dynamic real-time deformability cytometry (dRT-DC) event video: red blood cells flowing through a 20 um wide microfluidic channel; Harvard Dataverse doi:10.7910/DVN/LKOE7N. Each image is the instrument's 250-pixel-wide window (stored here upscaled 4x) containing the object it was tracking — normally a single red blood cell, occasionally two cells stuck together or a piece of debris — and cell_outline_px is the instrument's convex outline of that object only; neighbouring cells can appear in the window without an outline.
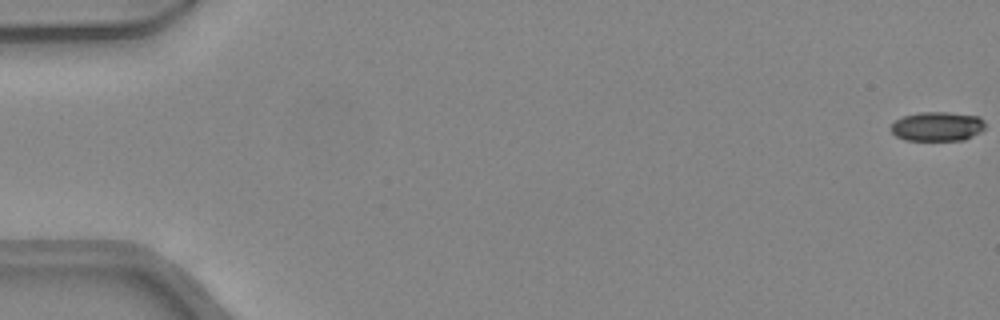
{"species": "common noctule bat (a hibernating species)", "species_latin": "Nyctalus noctula", "temperature_condition": "warm", "stored_images_in_passage": 49, "camera_frame_rate_fps": 3000, "um_per_image_px": 0.085, "animal": {"sex": "female", "body_mass_g": 24.6, "forearm_length_mm": 56.2}, "frame": {"image": 1, "passage_image": 1, "time_ms": 0.0, "image_size_px": [1000, 320], "cell_outline_px": [[984, 128], [980, 132], [964, 140], [904, 140], [896, 136], [888, 128], [896, 120], [904, 116], [920, 112], [948, 112], [980, 116], [984, 120]], "centroid_in_image_um": [79.66, 10.74], "position_along_channel_um": 5.3, "area_um2": 16.18}}
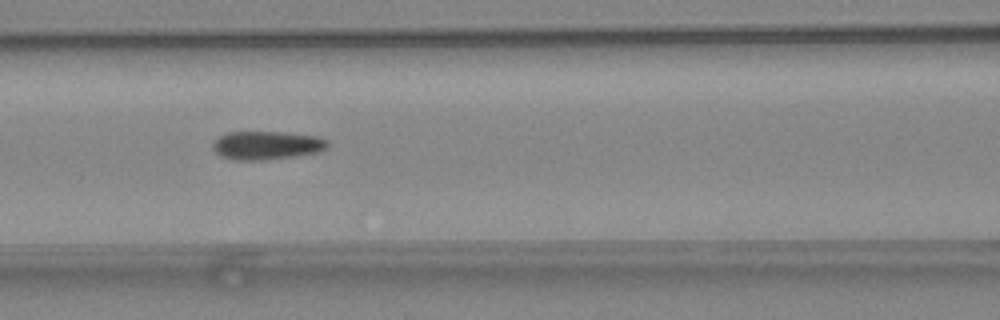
{"frame": {"image": 2, "passage_image": 22, "time_ms": 7.0, "image_size_px": [1000, 320], "cell_outline_px": [[328, 144], [320, 152], [296, 156], [264, 160], [232, 160], [220, 156], [212, 148], [212, 144], [220, 136], [228, 132], [280, 132], [316, 136], [328, 140]], "centroid_in_image_um": [22.65, 12.36], "position_along_channel_um": 143.9, "area_um2": 19.02}}
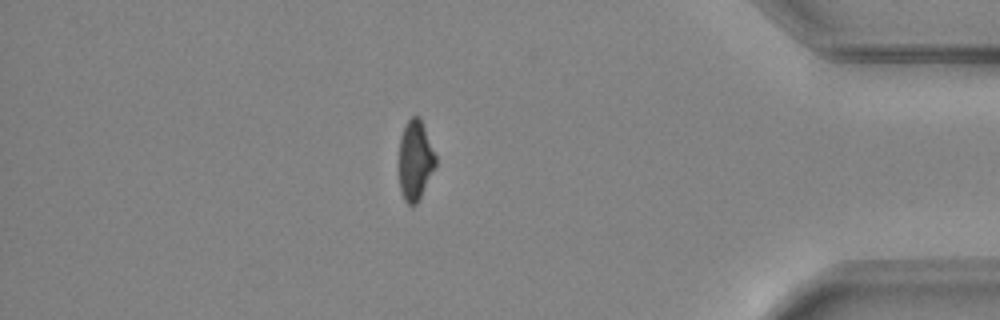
{"frame": {"image": 3, "passage_image": 42, "time_ms": 13.667, "image_size_px": [1000, 320], "cell_outline_px": [[436, 164], [416, 204], [408, 204], [404, 200], [400, 192], [400, 136], [404, 124], [412, 116], [420, 116], [436, 156]], "centroid_in_image_um": [35.28, 13.57], "position_along_channel_um": 399.9, "area_um2": 16.76}}